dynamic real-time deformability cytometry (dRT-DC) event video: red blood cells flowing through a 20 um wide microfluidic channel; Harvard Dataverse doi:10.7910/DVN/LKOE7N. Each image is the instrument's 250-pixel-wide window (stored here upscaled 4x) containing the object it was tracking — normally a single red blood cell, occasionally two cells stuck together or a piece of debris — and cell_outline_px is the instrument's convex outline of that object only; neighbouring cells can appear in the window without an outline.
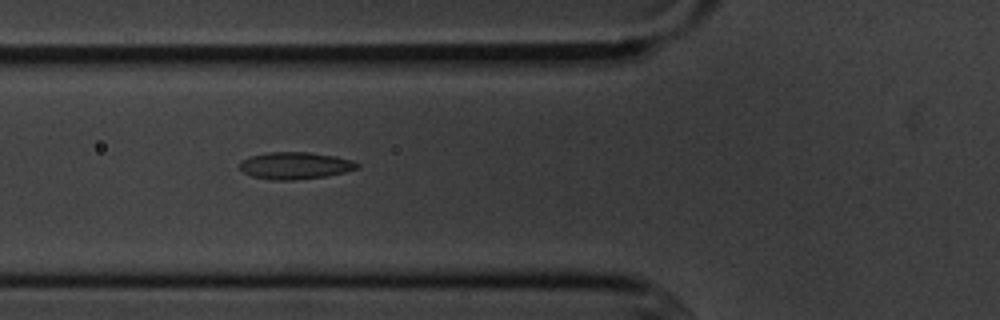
{"species": "common noctule bat (a hibernating species)", "species_latin": "Nyctalus noctula", "temperature_condition": "cold", "stored_images_in_passage": 7, "camera_frame_rate_fps": 3000, "um_per_image_px": 0.085, "animal": {"sex": "male", "body_mass_g": 20.1, "forearm_length_mm": 53.5}, "frame": {"image": 1, "passage_image": 6, "time_ms": 6.0, "image_size_px": [1000, 320], "cell_outline_px": [[360, 168], [344, 172], [324, 176], [292, 180], [272, 180], [252, 176], [244, 172], [240, 168], [240, 160], [248, 156], [268, 152], [308, 152], [336, 156], [352, 160], [360, 164]], "centroid_in_image_um": [25.08, 14.06], "position_along_channel_um": 100.7, "area_um2": 18.55}}
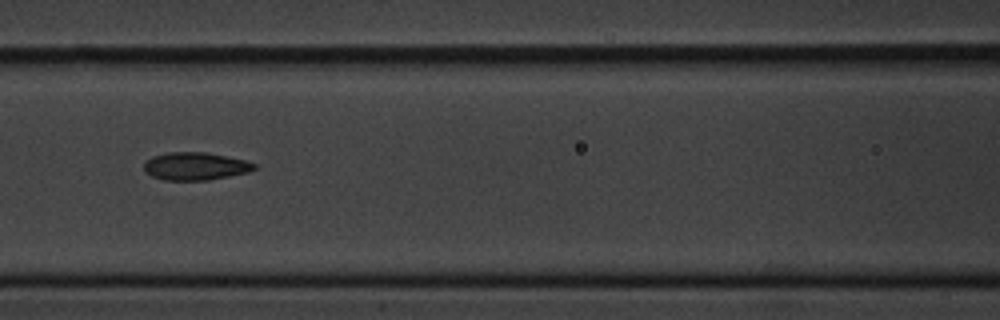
{"frame": {"image": 2, "passage_image": 7, "time_ms": 7.333, "image_size_px": [1000, 320], "cell_outline_px": [[256, 168], [248, 172], [208, 180], [164, 180], [152, 176], [144, 172], [144, 164], [152, 156], [168, 152], [204, 152], [244, 160], [256, 164]], "centroid_in_image_um": [16.57, 14.13], "position_along_channel_um": 150.0, "area_um2": 17.69}}